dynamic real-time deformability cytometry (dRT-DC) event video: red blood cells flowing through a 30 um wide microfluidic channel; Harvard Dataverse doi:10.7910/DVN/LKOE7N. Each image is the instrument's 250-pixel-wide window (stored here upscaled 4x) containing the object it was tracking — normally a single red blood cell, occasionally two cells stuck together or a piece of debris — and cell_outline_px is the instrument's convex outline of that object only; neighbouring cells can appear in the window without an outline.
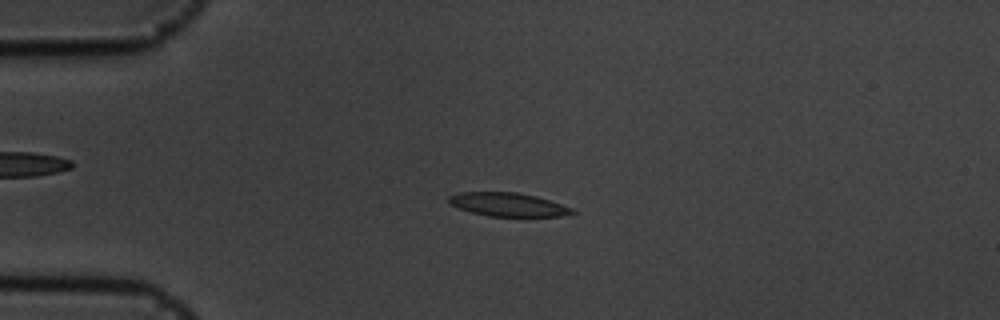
{"species": "common noctule bat (a hibernating species)", "species_latin": "Nyctalus noctula", "temperature_condition": "cold", "stored_images_in_passage": 55, "camera_frame_rate_fps": 3000, "um_per_image_px": 0.085, "animal": {"sex": "male", "body_mass_g": 19.5, "forearm_length_mm": 54.6}, "frame": {"image": 1, "passage_image": 13, "time_ms": 4.0, "image_size_px": [1000, 320], "cell_outline_px": [[576, 212], [560, 216], [488, 216], [472, 212], [448, 204], [448, 196], [460, 192], [516, 192], [536, 196], [572, 208]], "centroid_in_image_um": [43.13, 17.38], "position_along_channel_um": 41.9, "area_um2": 16.76}}
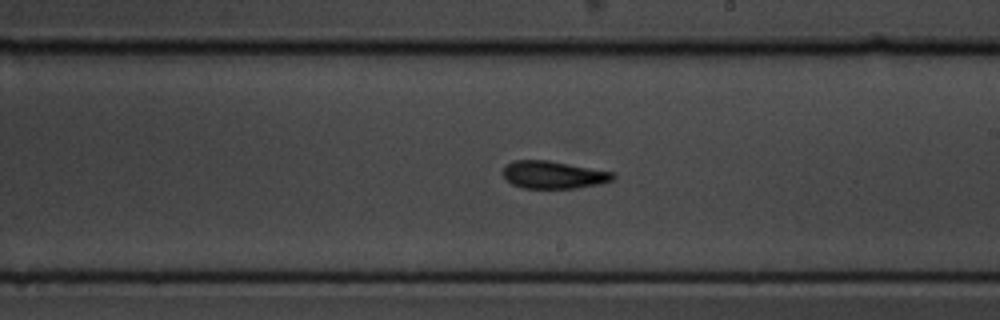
{"frame": {"image": 2, "passage_image": 32, "time_ms": 10.333, "image_size_px": [1000, 320], "cell_outline_px": [[616, 176], [612, 180], [600, 184], [576, 188], [524, 188], [512, 184], [500, 172], [512, 160], [548, 160], [616, 172]], "centroid_in_image_um": [47.07, 14.85], "position_along_channel_um": 241.9, "area_um2": 17.8}}
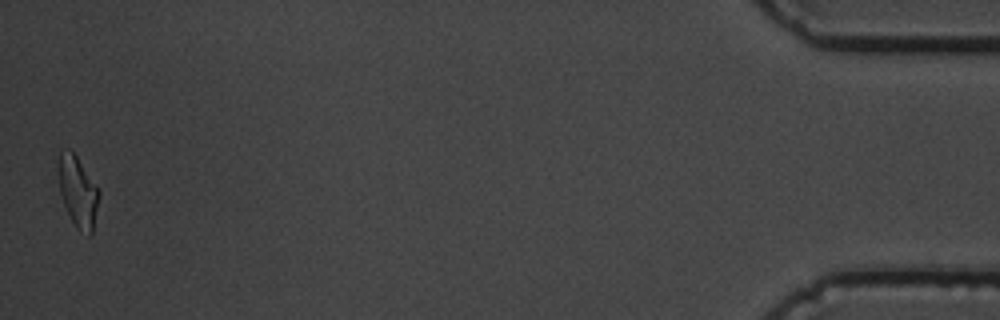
{"frame": {"image": 3, "passage_image": 55, "time_ms": 18.0, "image_size_px": [1000, 320], "cell_outline_px": [[100, 192], [92, 232], [88, 236], [80, 232], [76, 228], [64, 204], [60, 192], [56, 168], [56, 164], [60, 148], [68, 148], [76, 156], [100, 188]], "centroid_in_image_um": [6.59, 16.22], "position_along_channel_um": 428.6, "area_um2": 17.17}, "authors_computed_cell_mechanics": {"area_um2": 17.3978, "velocity_mm_per_s": 3.5766, "shape_relaxation_time_tau1_ms": 11.0496, "shape_relaxation_time_tau2_ms": 9.0078, "deformation_change_tau1": 0.2393, "deformation_change_tau2": 0.2038}}